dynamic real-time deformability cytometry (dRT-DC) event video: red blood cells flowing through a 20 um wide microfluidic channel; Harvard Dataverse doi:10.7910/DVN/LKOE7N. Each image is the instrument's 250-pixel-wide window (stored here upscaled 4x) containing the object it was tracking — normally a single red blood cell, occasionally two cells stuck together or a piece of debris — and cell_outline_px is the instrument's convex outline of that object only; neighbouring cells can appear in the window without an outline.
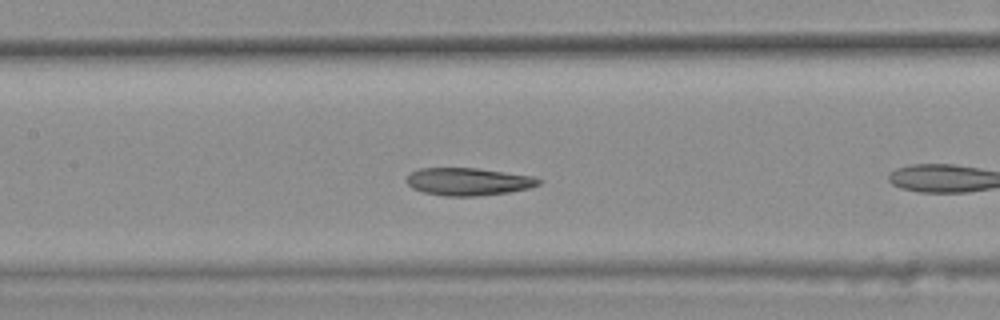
{"species": "common noctule bat (a hibernating species)", "species_latin": "Nyctalus noctula", "temperature_condition": "warm", "stored_images_in_passage": 15, "camera_frame_rate_fps": 3000, "um_per_image_px": 0.085, "animal": {"sex": "female", "body_mass_g": 25.1}, "frame": {"image": 1, "passage_image": 11, "time_ms": 3.333, "image_size_px": [1000, 320], "cell_outline_px": [[544, 180], [540, 184], [528, 188], [508, 192], [480, 196], [444, 196], [424, 192], [412, 188], [408, 184], [408, 176], [412, 172], [420, 168], [476, 168], [532, 176]], "centroid_in_image_um": [39.83, 15.44], "position_along_channel_um": 167.6, "area_um2": 21.1}}